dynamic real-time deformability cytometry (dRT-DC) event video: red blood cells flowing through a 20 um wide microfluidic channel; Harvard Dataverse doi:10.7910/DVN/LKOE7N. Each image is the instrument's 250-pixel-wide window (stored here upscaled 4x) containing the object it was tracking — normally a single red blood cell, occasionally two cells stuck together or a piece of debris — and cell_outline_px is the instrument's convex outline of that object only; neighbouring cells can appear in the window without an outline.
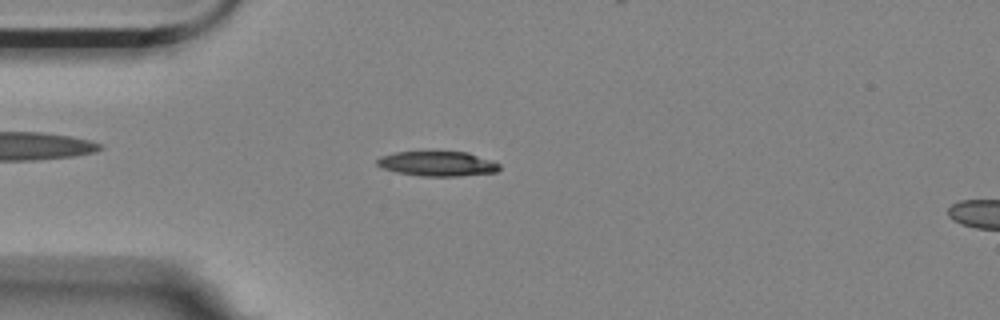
{"species": "Egyptian fruit bat (a non-hibernating species)", "species_latin": "Rousettus aegyptiacus", "temperature_condition": "room temperature", "stored_images_in_passage": 57, "camera_frame_rate_fps": 3000, "um_per_image_px": 0.085, "animal": {"sex": "female"}, "frame": {"image": 1, "passage_image": 14, "time_ms": 4.333, "image_size_px": [1000, 320], "cell_outline_px": [[500, 168], [496, 172], [460, 176], [420, 176], [396, 172], [384, 168], [376, 164], [376, 160], [380, 156], [396, 152], [468, 152], [492, 160], [500, 164]], "centroid_in_image_um": [37.2, 13.92], "position_along_channel_um": 47.8, "area_um2": 17.69}}
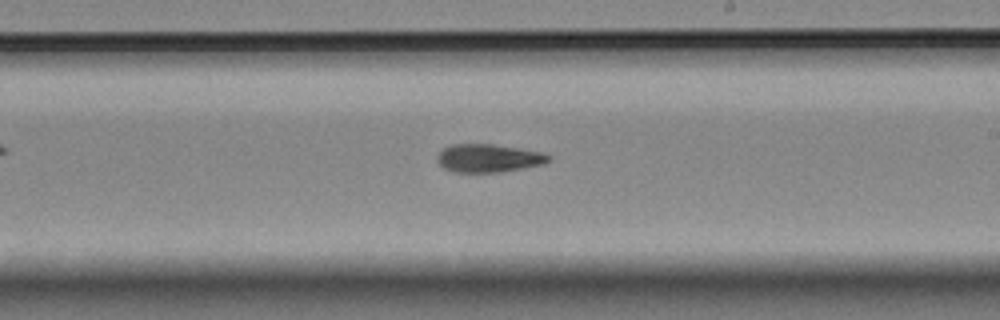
{"frame": {"image": 2, "passage_image": 32, "time_ms": 10.333, "image_size_px": [1000, 320], "cell_outline_px": [[552, 160], [544, 164], [500, 172], [452, 172], [444, 168], [436, 160], [436, 156], [444, 148], [452, 144], [492, 144], [540, 152], [552, 156]], "centroid_in_image_um": [41.51, 13.45], "position_along_channel_um": 247.5, "area_um2": 18.21}}
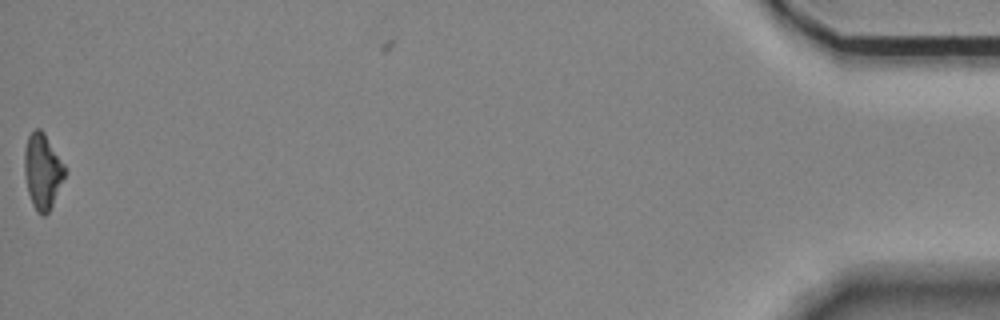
{"frame": {"image": 3, "passage_image": 56, "time_ms": 18.333, "image_size_px": [1000, 320], "cell_outline_px": [[64, 176], [52, 204], [48, 212], [44, 216], [40, 216], [36, 212], [32, 204], [28, 192], [24, 172], [24, 148], [28, 136], [36, 128], [40, 128], [44, 132], [64, 164]], "centroid_in_image_um": [3.58, 14.54], "position_along_channel_um": 431.6, "area_um2": 17.51}}